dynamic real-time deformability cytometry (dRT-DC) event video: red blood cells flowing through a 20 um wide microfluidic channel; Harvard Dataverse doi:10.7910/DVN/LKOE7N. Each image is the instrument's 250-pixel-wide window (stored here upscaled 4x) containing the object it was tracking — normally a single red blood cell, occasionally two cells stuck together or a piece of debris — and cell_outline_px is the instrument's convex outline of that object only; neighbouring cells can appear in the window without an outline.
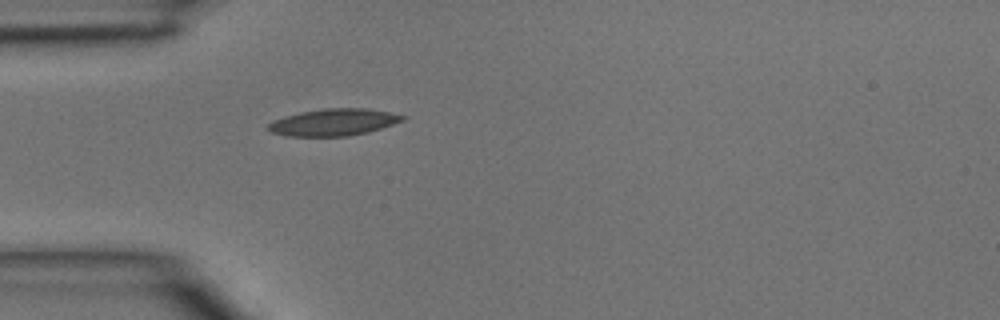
{"species": "common noctule bat (a hibernating species)", "species_latin": "Nyctalus noctula", "temperature_condition": "room temperature", "stored_images_in_passage": 1, "camera_frame_rate_fps": 3000, "um_per_image_px": 0.085, "animal": {"sex": "male", "body_mass_g": 15.6}, "frame": {"image": 1, "passage_image": 1, "time_ms": 0.0, "image_size_px": [1000, 320], "cell_outline_px": [[408, 116], [404, 120], [368, 132], [348, 136], [284, 136], [272, 132], [268, 128], [268, 124], [272, 120], [284, 116], [300, 112], [324, 108], [364, 108], [388, 112]], "centroid_in_image_um": [28.33, 10.39], "position_along_channel_um": 56.7, "area_um2": 21.04}}